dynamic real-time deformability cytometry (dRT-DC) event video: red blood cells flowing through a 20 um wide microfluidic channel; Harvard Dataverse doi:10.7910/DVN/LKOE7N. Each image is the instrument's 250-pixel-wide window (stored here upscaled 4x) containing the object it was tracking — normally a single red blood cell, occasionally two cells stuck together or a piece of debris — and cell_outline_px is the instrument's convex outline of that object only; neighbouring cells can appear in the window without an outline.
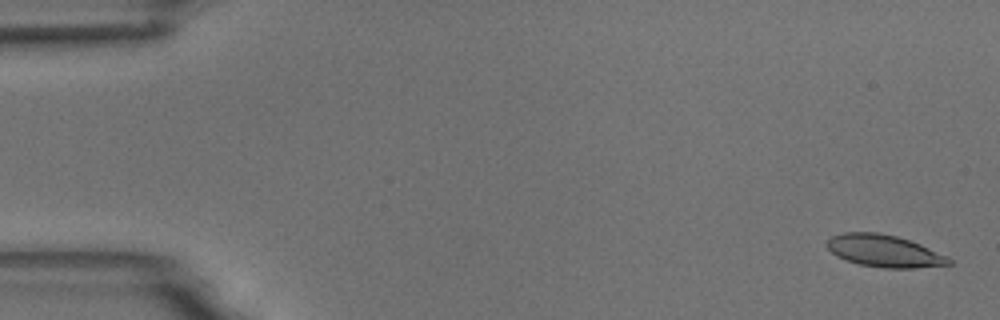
{"species": "common noctule bat (a hibernating species)", "species_latin": "Nyctalus noctula", "temperature_condition": "room temperature", "stored_images_in_passage": 5, "camera_frame_rate_fps": 3000, "um_per_image_px": 0.085, "animal": {"sex": "male", "body_mass_g": 18.8}, "frame": {"image": 1, "passage_image": 1, "time_ms": 0.0, "image_size_px": [1000, 320], "cell_outline_px": [[952, 264], [916, 268], [884, 268], [860, 264], [836, 256], [824, 244], [832, 236], [844, 232], [880, 232], [896, 236], [920, 244], [948, 256], [952, 260]], "centroid_in_image_um": [75.17, 21.33], "position_along_channel_um": 9.8, "area_um2": 22.83}}
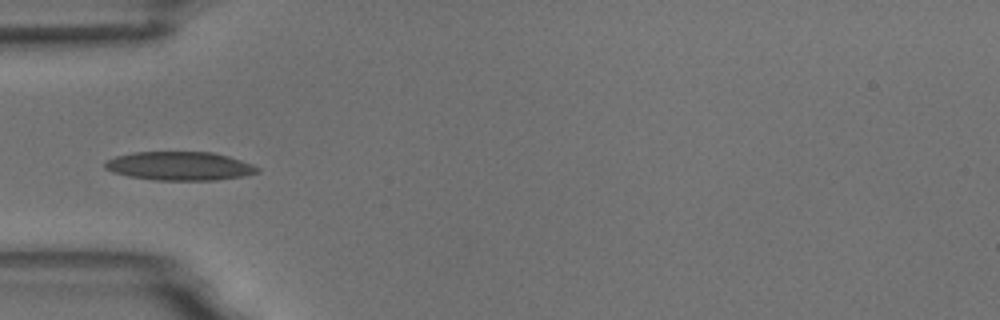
{"frame": {"image": 2, "passage_image": 5, "time_ms": 5.333, "image_size_px": [1000, 320], "cell_outline_px": [[260, 172], [244, 176], [216, 180], [156, 180], [128, 176], [112, 172], [104, 168], [104, 164], [108, 160], [116, 156], [132, 152], [212, 152], [228, 156], [252, 164], [260, 168]], "centroid_in_image_um": [15.28, 14.11], "position_along_channel_um": 69.7, "area_um2": 25.49}}